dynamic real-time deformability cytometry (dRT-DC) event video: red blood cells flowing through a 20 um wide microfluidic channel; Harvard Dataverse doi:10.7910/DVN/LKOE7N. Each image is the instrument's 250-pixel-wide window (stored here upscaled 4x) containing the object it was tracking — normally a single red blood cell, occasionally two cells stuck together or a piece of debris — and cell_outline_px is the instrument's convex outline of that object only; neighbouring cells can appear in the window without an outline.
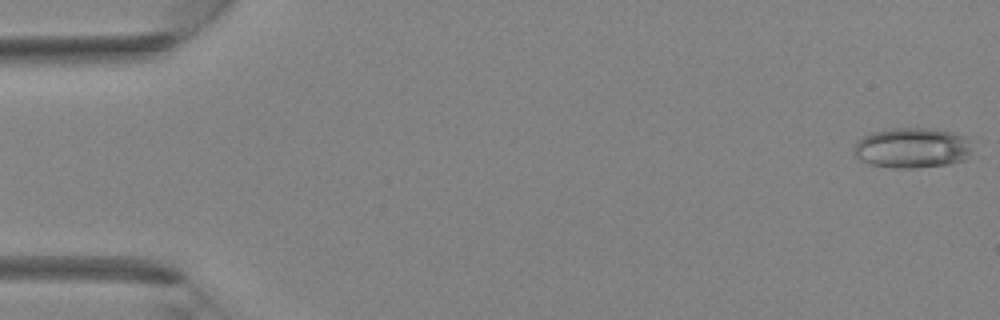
{"species": "Egyptian fruit bat (a non-hibernating species)", "species_latin": "Rousettus aegyptiacus", "temperature_condition": "room temperature", "stored_images_in_passage": 42, "segment_of_instrument_passage": [1, 2], "camera_frame_rate_fps": 3000, "um_per_image_px": 0.085, "animal": {"sex": "female"}, "frame": {"image": 1, "passage_image": 1, "time_ms": 0.0, "image_size_px": [1000, 320], "cell_outline_px": [[968, 152], [964, 160], [948, 164], [912, 168], [892, 168], [868, 164], [860, 160], [856, 156], [856, 140], [872, 132], [892, 128], [928, 128], [956, 132], [964, 136], [968, 140]], "centroid_in_image_um": [77.49, 12.56], "position_along_channel_um": 7.5, "area_um2": 27.57}}
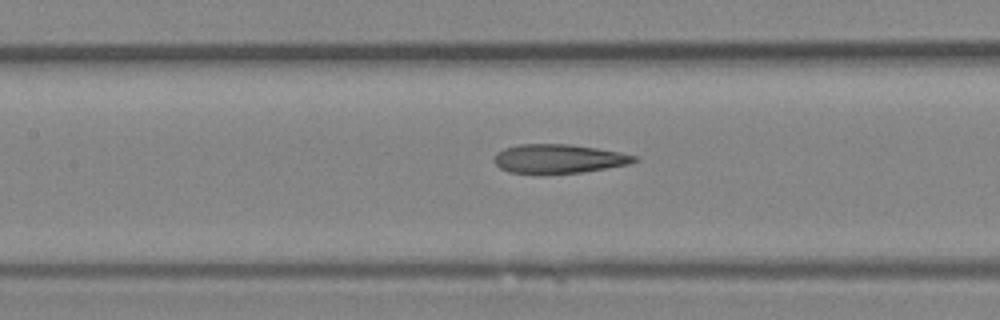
{"frame": {"image": 2, "passage_image": 19, "time_ms": 6.0, "image_size_px": [1000, 320], "cell_outline_px": [[640, 160], [632, 164], [584, 172], [540, 176], [508, 172], [500, 168], [492, 160], [496, 152], [504, 148], [520, 144], [568, 144], [596, 148], [620, 152], [640, 156]], "centroid_in_image_um": [47.49, 13.53], "position_along_channel_um": 159.9, "area_um2": 24.68}}
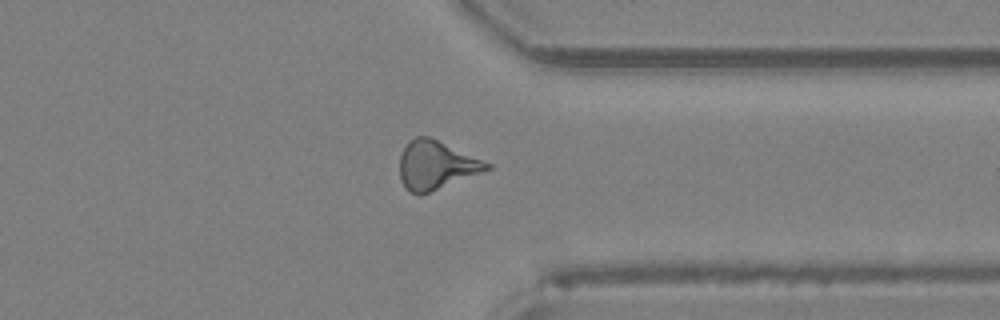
{"frame": {"image": 3, "passage_image": 32, "time_ms": 10.333, "image_size_px": [1000, 320], "cell_outline_px": [[492, 168], [420, 196], [416, 196], [408, 192], [404, 188], [400, 180], [400, 156], [408, 140], [416, 136], [428, 136], [492, 164]], "centroid_in_image_um": [37.02, 14.06], "position_along_channel_um": 374.4, "area_um2": 24.68}}